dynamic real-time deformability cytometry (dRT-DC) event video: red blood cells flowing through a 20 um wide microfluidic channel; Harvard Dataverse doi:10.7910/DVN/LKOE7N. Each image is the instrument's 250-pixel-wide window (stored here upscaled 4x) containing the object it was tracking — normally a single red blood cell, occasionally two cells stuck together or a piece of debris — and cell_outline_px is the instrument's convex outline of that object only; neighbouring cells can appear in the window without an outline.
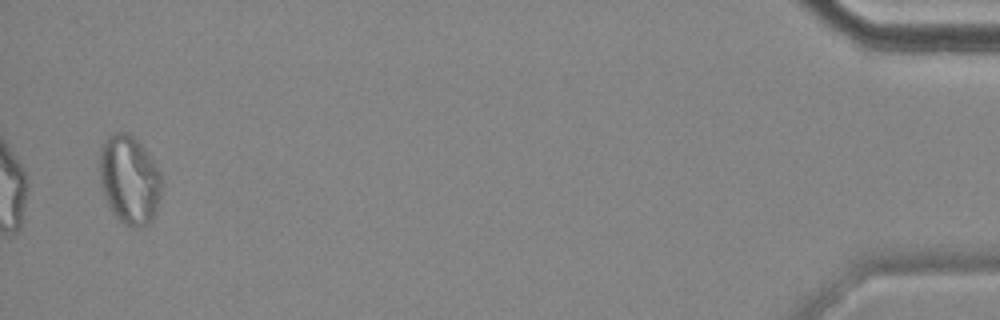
{"species": "common noctule bat (a hibernating species)", "species_latin": "Nyctalus noctula", "temperature_condition": "cold", "stored_images_in_passage": 14, "camera_frame_rate_fps": 3000, "um_per_image_px": 0.085, "animal": {"sex": "female", "body_mass_g": 18.4}, "frame": {"image": 1, "passage_image": 14, "time_ms": 17.667, "image_size_px": [1000, 320], "cell_outline_px": [[164, 180], [160, 196], [152, 220], [148, 224], [136, 228], [124, 224], [112, 212], [104, 196], [100, 184], [100, 148], [108, 136], [116, 132], [128, 132], [140, 144], [152, 160], [160, 172]], "centroid_in_image_um": [11.0, 15.29], "position_along_channel_um": 424.2, "area_um2": 32.02}, "authors_computed_cell_mechanics": {"area_um2": 25.9811, "velocity_mm_per_s": 3.5324, "shape_relaxation_time_tau1_ms": null, "shape_relaxation_time_tau2_ms": 3.3094, "deformation_change_tau1": null, "deformation_change_tau2": 0.0943}}